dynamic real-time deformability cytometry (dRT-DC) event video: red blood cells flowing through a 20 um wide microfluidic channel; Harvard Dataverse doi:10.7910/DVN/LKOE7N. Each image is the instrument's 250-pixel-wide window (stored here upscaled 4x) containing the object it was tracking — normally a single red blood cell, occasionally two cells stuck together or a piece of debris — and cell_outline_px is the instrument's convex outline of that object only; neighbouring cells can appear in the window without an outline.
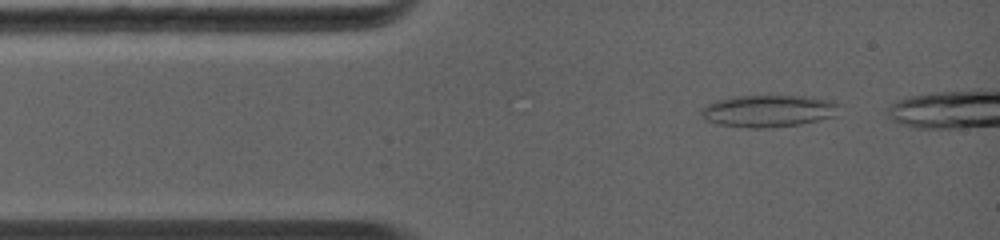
{"species": "common noctule bat (a hibernating species)", "species_latin": "Nyctalus noctula", "temperature_condition": "warm", "stored_images_in_passage": 71, "camera_frame_rate_fps": 5000, "um_per_image_px": 0.085, "animal": {"sex": "female", "body_mass_g": 19.0, "forearm_length_mm": 56.7}, "frame": {"image": 1, "passage_image": 6, "time_ms": 0.6, "image_size_px": [1000, 240], "cell_outline_px": [[844, 104], [836, 116], [800, 124], [772, 128], [748, 128], [720, 124], [704, 120], [700, 116], [700, 108], [716, 100], [732, 96], [804, 96], [832, 100]], "centroid_in_image_um": [65.35, 9.43], "position_along_channel_um": 19.7, "area_um2": 26.3}}
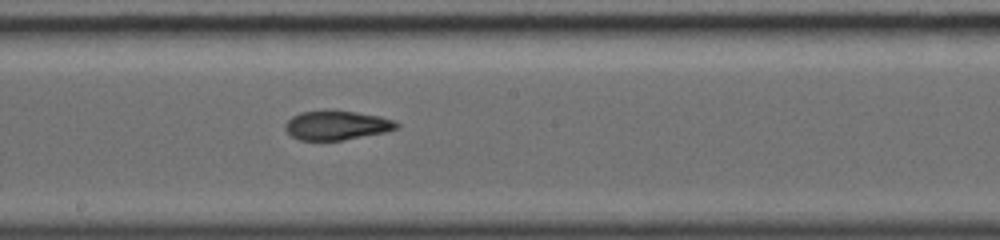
{"frame": {"image": 2, "passage_image": 39, "time_ms": 5.8, "image_size_px": [1000, 240], "cell_outline_px": [[400, 124], [396, 128], [384, 132], [340, 140], [300, 140], [292, 136], [284, 128], [284, 124], [292, 116], [300, 112], [328, 108], [356, 112], [380, 116], [392, 120]], "centroid_in_image_um": [28.56, 10.61], "position_along_channel_um": 219.6, "area_um2": 19.13}}
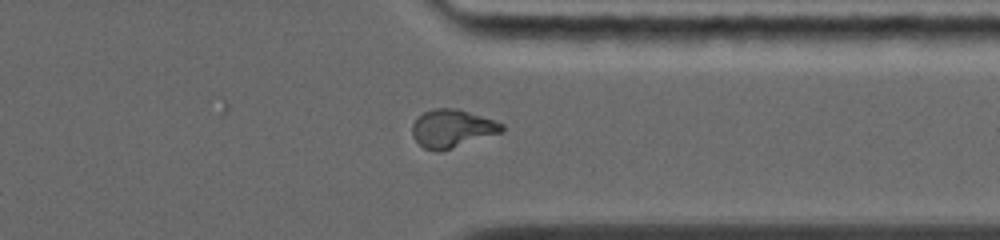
{"frame": {"image": 3, "passage_image": 59, "time_ms": 9.2, "image_size_px": [1000, 240], "cell_outline_px": [[504, 128], [500, 132], [440, 152], [436, 152], [424, 148], [412, 136], [412, 124], [424, 112], [436, 108], [456, 108], [504, 124]], "centroid_in_image_um": [38.38, 10.93], "position_along_channel_um": 373.0, "area_um2": 19.42}}